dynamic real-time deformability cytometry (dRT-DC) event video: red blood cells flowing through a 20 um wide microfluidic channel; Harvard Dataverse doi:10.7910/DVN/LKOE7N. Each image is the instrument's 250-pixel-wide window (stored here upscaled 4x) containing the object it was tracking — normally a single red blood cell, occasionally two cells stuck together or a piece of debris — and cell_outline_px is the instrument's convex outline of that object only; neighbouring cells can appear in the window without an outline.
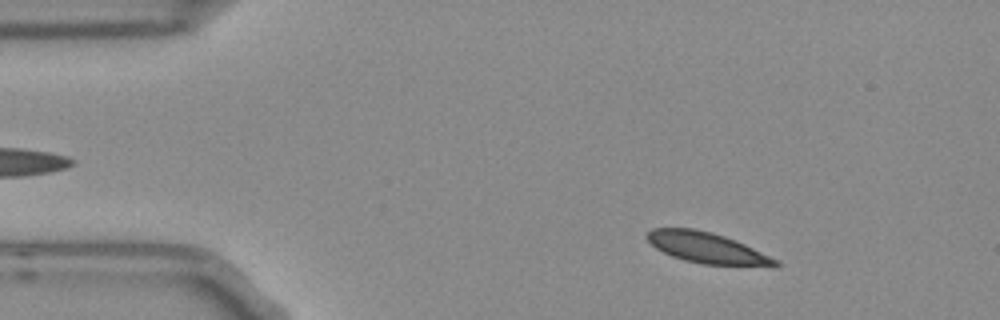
{"species": "Egyptian fruit bat (a non-hibernating species)", "species_latin": "Rousettus aegyptiacus", "temperature_condition": "room temperature", "stored_images_in_passage": 52, "camera_frame_rate_fps": 3000, "um_per_image_px": 0.085, "frame": {"image": 1, "passage_image": 6, "time_ms": 1.667, "image_size_px": [1000, 320], "cell_outline_px": [[780, 264], [776, 268], [772, 268], [704, 264], [684, 260], [672, 256], [656, 248], [644, 236], [652, 228], [692, 228], [712, 232], [736, 240], [776, 260]], "centroid_in_image_um": [60.13, 21.09], "position_along_channel_um": 24.9, "area_um2": 23.18}}
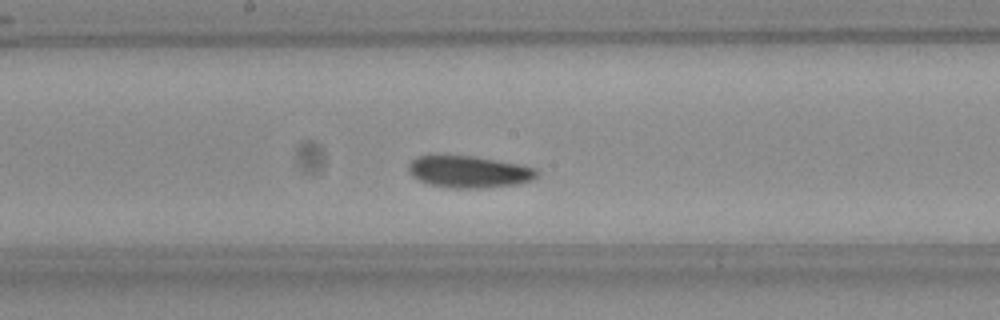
{"frame": {"image": 2, "passage_image": 26, "time_ms": 8.333, "image_size_px": [1000, 320], "cell_outline_px": [[540, 172], [532, 180], [520, 184], [484, 188], [452, 188], [428, 184], [412, 176], [408, 172], [408, 164], [416, 156], [472, 156], [496, 160], [536, 168]], "centroid_in_image_um": [39.87, 14.61], "position_along_channel_um": 208.3, "area_um2": 23.81}}
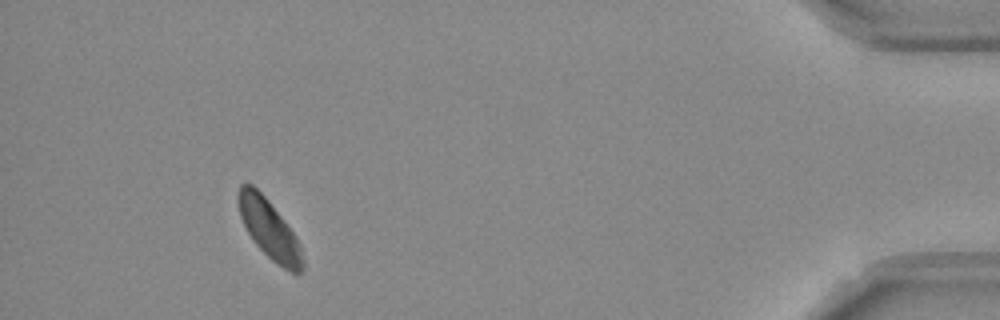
{"frame": {"image": 3, "passage_image": 48, "time_ms": 15.667, "image_size_px": [1000, 320], "cell_outline_px": [[304, 268], [300, 272], [292, 272], [276, 264], [252, 240], [240, 216], [240, 184], [252, 184], [268, 200], [292, 232], [300, 244], [304, 260]], "centroid_in_image_um": [22.92, 19.53], "position_along_channel_um": 412.3, "area_um2": 21.33}, "authors_computed_cell_mechanics": {"area_um2": 23.2067, "velocity_mm_per_s": 3.7039, "shape_relaxation_time_tau1_ms": 2.595, "shape_relaxation_time_tau2_ms": 1.7748, "deformation_change_tau1": 0.068, "deformation_change_tau2": 0.0458}}